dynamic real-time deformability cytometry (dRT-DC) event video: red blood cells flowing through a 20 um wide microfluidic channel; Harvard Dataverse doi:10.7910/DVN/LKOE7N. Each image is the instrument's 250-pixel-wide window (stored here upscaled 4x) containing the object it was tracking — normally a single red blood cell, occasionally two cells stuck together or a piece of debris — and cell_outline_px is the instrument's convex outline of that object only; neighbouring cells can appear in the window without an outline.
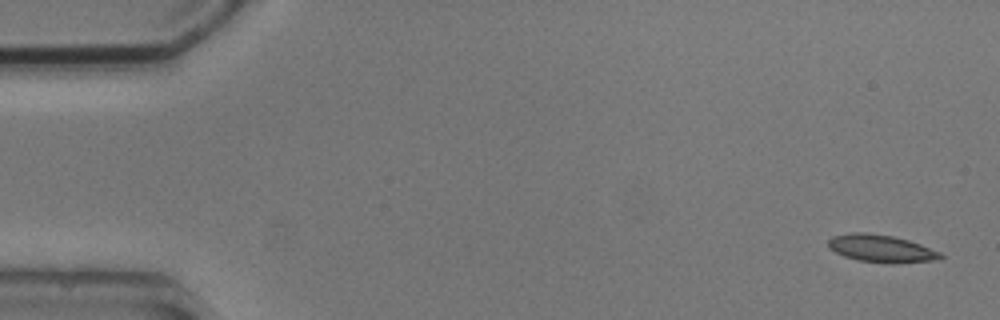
{"species": "common noctule bat (a hibernating species)", "species_latin": "Nyctalus noctula", "temperature_condition": "cold", "stored_images_in_passage": 6, "camera_frame_rate_fps": 3000, "um_per_image_px": 0.085, "animal": {"sex": "male", "body_mass_g": 20.5, "forearm_length_mm": 52.5}, "frame": {"image": 1, "passage_image": 1, "time_ms": 0.0, "image_size_px": [1000, 320], "cell_outline_px": [[944, 256], [940, 260], [892, 264], [860, 260], [844, 256], [828, 248], [828, 240], [832, 236], [852, 232], [864, 232], [892, 236], [908, 240], [920, 244], [940, 252]], "centroid_in_image_um": [74.92, 21.13], "position_along_channel_um": 10.1, "area_um2": 18.03}}
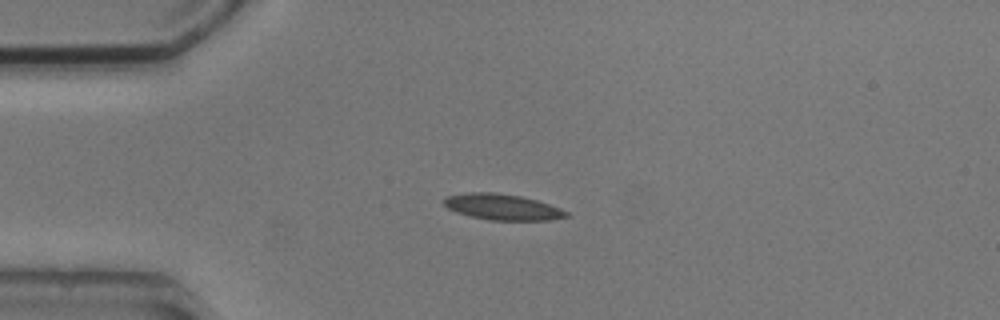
{"frame": {"image": 2, "passage_image": 4, "time_ms": 3.667, "image_size_px": [1000, 320], "cell_outline_px": [[568, 216], [548, 220], [492, 220], [472, 216], [456, 212], [448, 208], [440, 200], [444, 196], [468, 192], [496, 192], [520, 196], [536, 200], [560, 208], [568, 212]], "centroid_in_image_um": [42.64, 17.58], "position_along_channel_um": 42.4, "area_um2": 18.44}}